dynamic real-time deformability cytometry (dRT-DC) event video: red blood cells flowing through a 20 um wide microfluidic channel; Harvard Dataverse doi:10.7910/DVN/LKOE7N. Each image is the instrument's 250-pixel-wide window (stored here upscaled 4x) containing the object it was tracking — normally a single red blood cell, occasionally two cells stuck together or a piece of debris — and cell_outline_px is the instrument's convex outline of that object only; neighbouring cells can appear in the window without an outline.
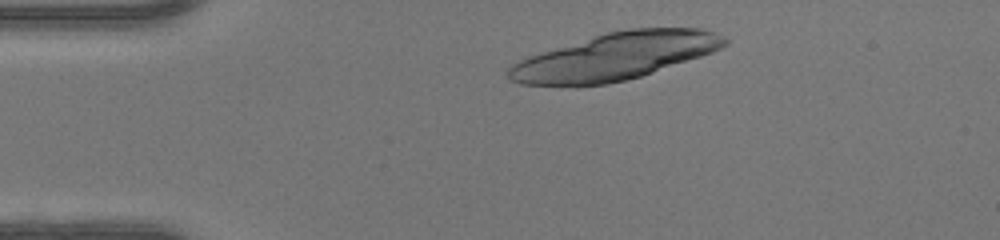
{"species": "human", "species_latin": "Homo sapiens", "temperature_condition": "warm", "stored_images_in_passage": 22, "camera_frame_rate_fps": 3000, "um_per_image_px": 0.085, "donor": {"sex": "female"}, "frame": {"image": 1, "passage_image": 4, "time_ms": 1.0, "image_size_px": [1000, 240], "cell_outline_px": [[728, 44], [712, 52], [640, 76], [624, 80], [604, 84], [576, 88], [520, 84], [512, 80], [508, 76], [508, 68], [512, 64], [528, 56], [540, 52], [608, 32], [628, 28], [704, 28], [724, 36], [728, 40]], "centroid_in_image_um": [52.24, 4.82], "position_along_channel_um": 32.8, "area_um2": 59.3}}